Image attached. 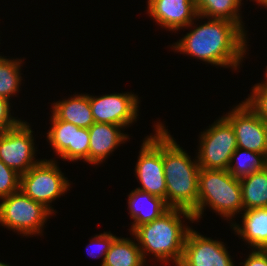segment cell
<instances>
[{
    "label": "cell",
    "instance_id": "44dd1931",
    "mask_svg": "<svg viewBox=\"0 0 267 266\" xmlns=\"http://www.w3.org/2000/svg\"><path fill=\"white\" fill-rule=\"evenodd\" d=\"M243 210L267 207V166L240 179Z\"/></svg>",
    "mask_w": 267,
    "mask_h": 266
},
{
    "label": "cell",
    "instance_id": "6da1fadb",
    "mask_svg": "<svg viewBox=\"0 0 267 266\" xmlns=\"http://www.w3.org/2000/svg\"><path fill=\"white\" fill-rule=\"evenodd\" d=\"M194 26V27H193ZM193 30L171 48L205 63L238 69L247 51V33L236 23L223 19H210L198 27L192 21L187 27Z\"/></svg>",
    "mask_w": 267,
    "mask_h": 266
},
{
    "label": "cell",
    "instance_id": "83f0119b",
    "mask_svg": "<svg viewBox=\"0 0 267 266\" xmlns=\"http://www.w3.org/2000/svg\"><path fill=\"white\" fill-rule=\"evenodd\" d=\"M248 258L245 259L244 263L240 262L242 266H267V254L262 252L260 249H252Z\"/></svg>",
    "mask_w": 267,
    "mask_h": 266
},
{
    "label": "cell",
    "instance_id": "f1b7e54d",
    "mask_svg": "<svg viewBox=\"0 0 267 266\" xmlns=\"http://www.w3.org/2000/svg\"><path fill=\"white\" fill-rule=\"evenodd\" d=\"M253 1H256L257 3H259L258 5H263V6H265V8H267V0H253ZM241 2H242V0H241Z\"/></svg>",
    "mask_w": 267,
    "mask_h": 266
},
{
    "label": "cell",
    "instance_id": "5b68a950",
    "mask_svg": "<svg viewBox=\"0 0 267 266\" xmlns=\"http://www.w3.org/2000/svg\"><path fill=\"white\" fill-rule=\"evenodd\" d=\"M0 200V224L23 236L41 235L43 226L53 214L21 190Z\"/></svg>",
    "mask_w": 267,
    "mask_h": 266
},
{
    "label": "cell",
    "instance_id": "4316f807",
    "mask_svg": "<svg viewBox=\"0 0 267 266\" xmlns=\"http://www.w3.org/2000/svg\"><path fill=\"white\" fill-rule=\"evenodd\" d=\"M10 107V101L0 97V132L15 127L21 121L11 115Z\"/></svg>",
    "mask_w": 267,
    "mask_h": 266
},
{
    "label": "cell",
    "instance_id": "ac0fdd59",
    "mask_svg": "<svg viewBox=\"0 0 267 266\" xmlns=\"http://www.w3.org/2000/svg\"><path fill=\"white\" fill-rule=\"evenodd\" d=\"M243 211L242 224L232 222L231 228L252 249H260L267 241V207Z\"/></svg>",
    "mask_w": 267,
    "mask_h": 266
},
{
    "label": "cell",
    "instance_id": "ffe728a7",
    "mask_svg": "<svg viewBox=\"0 0 267 266\" xmlns=\"http://www.w3.org/2000/svg\"><path fill=\"white\" fill-rule=\"evenodd\" d=\"M198 15L210 19H223L236 23L245 33L242 16L239 14L241 0H195ZM240 8V9H239Z\"/></svg>",
    "mask_w": 267,
    "mask_h": 266
},
{
    "label": "cell",
    "instance_id": "8992f818",
    "mask_svg": "<svg viewBox=\"0 0 267 266\" xmlns=\"http://www.w3.org/2000/svg\"><path fill=\"white\" fill-rule=\"evenodd\" d=\"M57 163L53 159H41L38 164L20 175V190L52 213L56 212L50 203L67 193L71 185Z\"/></svg>",
    "mask_w": 267,
    "mask_h": 266
},
{
    "label": "cell",
    "instance_id": "5bb4252c",
    "mask_svg": "<svg viewBox=\"0 0 267 266\" xmlns=\"http://www.w3.org/2000/svg\"><path fill=\"white\" fill-rule=\"evenodd\" d=\"M149 16L168 31H178L193 20L205 19L198 15L195 0H147Z\"/></svg>",
    "mask_w": 267,
    "mask_h": 266
},
{
    "label": "cell",
    "instance_id": "603a6c76",
    "mask_svg": "<svg viewBox=\"0 0 267 266\" xmlns=\"http://www.w3.org/2000/svg\"><path fill=\"white\" fill-rule=\"evenodd\" d=\"M21 65V59L12 60L0 55V97L10 100V97L20 91Z\"/></svg>",
    "mask_w": 267,
    "mask_h": 266
},
{
    "label": "cell",
    "instance_id": "ba28073f",
    "mask_svg": "<svg viewBox=\"0 0 267 266\" xmlns=\"http://www.w3.org/2000/svg\"><path fill=\"white\" fill-rule=\"evenodd\" d=\"M197 158L199 168L227 170L231 156L237 149L232 125L222 116L199 136Z\"/></svg>",
    "mask_w": 267,
    "mask_h": 266
},
{
    "label": "cell",
    "instance_id": "9a60e30c",
    "mask_svg": "<svg viewBox=\"0 0 267 266\" xmlns=\"http://www.w3.org/2000/svg\"><path fill=\"white\" fill-rule=\"evenodd\" d=\"M89 129V164L103 163L113 151L129 138L122 126L107 123H94ZM125 141V142H124Z\"/></svg>",
    "mask_w": 267,
    "mask_h": 266
},
{
    "label": "cell",
    "instance_id": "e0dca14e",
    "mask_svg": "<svg viewBox=\"0 0 267 266\" xmlns=\"http://www.w3.org/2000/svg\"><path fill=\"white\" fill-rule=\"evenodd\" d=\"M52 105V114L61 121L87 129L95 123L88 94H75Z\"/></svg>",
    "mask_w": 267,
    "mask_h": 266
},
{
    "label": "cell",
    "instance_id": "30bf717a",
    "mask_svg": "<svg viewBox=\"0 0 267 266\" xmlns=\"http://www.w3.org/2000/svg\"><path fill=\"white\" fill-rule=\"evenodd\" d=\"M233 127L237 147L264 154L267 157V122L245 102L223 116Z\"/></svg>",
    "mask_w": 267,
    "mask_h": 266
},
{
    "label": "cell",
    "instance_id": "d4e9b609",
    "mask_svg": "<svg viewBox=\"0 0 267 266\" xmlns=\"http://www.w3.org/2000/svg\"><path fill=\"white\" fill-rule=\"evenodd\" d=\"M20 190V174L0 160V199Z\"/></svg>",
    "mask_w": 267,
    "mask_h": 266
},
{
    "label": "cell",
    "instance_id": "2e32d148",
    "mask_svg": "<svg viewBox=\"0 0 267 266\" xmlns=\"http://www.w3.org/2000/svg\"><path fill=\"white\" fill-rule=\"evenodd\" d=\"M128 209L133 220L130 227L132 233L138 226L159 218L169 207L161 197L134 189L128 195Z\"/></svg>",
    "mask_w": 267,
    "mask_h": 266
},
{
    "label": "cell",
    "instance_id": "f546056e",
    "mask_svg": "<svg viewBox=\"0 0 267 266\" xmlns=\"http://www.w3.org/2000/svg\"><path fill=\"white\" fill-rule=\"evenodd\" d=\"M260 250L264 253L267 254V241L265 242V244L260 248Z\"/></svg>",
    "mask_w": 267,
    "mask_h": 266
},
{
    "label": "cell",
    "instance_id": "7c38bea8",
    "mask_svg": "<svg viewBox=\"0 0 267 266\" xmlns=\"http://www.w3.org/2000/svg\"><path fill=\"white\" fill-rule=\"evenodd\" d=\"M139 97L135 94L112 93L102 96L89 94V102L95 123L122 126L124 129L136 121L139 115Z\"/></svg>",
    "mask_w": 267,
    "mask_h": 266
},
{
    "label": "cell",
    "instance_id": "d6986e66",
    "mask_svg": "<svg viewBox=\"0 0 267 266\" xmlns=\"http://www.w3.org/2000/svg\"><path fill=\"white\" fill-rule=\"evenodd\" d=\"M130 238L116 237L107 252L102 266H145L142 251Z\"/></svg>",
    "mask_w": 267,
    "mask_h": 266
},
{
    "label": "cell",
    "instance_id": "277c9868",
    "mask_svg": "<svg viewBox=\"0 0 267 266\" xmlns=\"http://www.w3.org/2000/svg\"><path fill=\"white\" fill-rule=\"evenodd\" d=\"M206 206L225 220H234L232 218L243 211L240 179L235 178L228 170L200 168L198 203L191 212L196 222L202 218Z\"/></svg>",
    "mask_w": 267,
    "mask_h": 266
},
{
    "label": "cell",
    "instance_id": "cb8c5ba5",
    "mask_svg": "<svg viewBox=\"0 0 267 266\" xmlns=\"http://www.w3.org/2000/svg\"><path fill=\"white\" fill-rule=\"evenodd\" d=\"M265 81L255 84L252 88V92L244 100L250 108L265 122H267V76L265 75Z\"/></svg>",
    "mask_w": 267,
    "mask_h": 266
},
{
    "label": "cell",
    "instance_id": "4dcf8cb0",
    "mask_svg": "<svg viewBox=\"0 0 267 266\" xmlns=\"http://www.w3.org/2000/svg\"><path fill=\"white\" fill-rule=\"evenodd\" d=\"M0 266H10V265L9 264H5V263L0 261Z\"/></svg>",
    "mask_w": 267,
    "mask_h": 266
},
{
    "label": "cell",
    "instance_id": "9c48e42d",
    "mask_svg": "<svg viewBox=\"0 0 267 266\" xmlns=\"http://www.w3.org/2000/svg\"><path fill=\"white\" fill-rule=\"evenodd\" d=\"M27 121L0 132V160L18 174L26 173L41 160H35L33 131Z\"/></svg>",
    "mask_w": 267,
    "mask_h": 266
},
{
    "label": "cell",
    "instance_id": "484cf974",
    "mask_svg": "<svg viewBox=\"0 0 267 266\" xmlns=\"http://www.w3.org/2000/svg\"><path fill=\"white\" fill-rule=\"evenodd\" d=\"M116 238L115 235H113L110 231L109 232H103L101 233L100 235H95L94 238H92L91 243L88 244V246L86 247H90L91 248L93 247V245L95 247H93L92 249H97L96 251L99 252L97 254V252H93V251H88V255H91L92 258H99V257H102V262H101V266L103 265V262H104V259H105V256L107 254V252L109 251L110 249V246L113 242V240ZM96 253V255H95ZM90 256V257H91Z\"/></svg>",
    "mask_w": 267,
    "mask_h": 266
},
{
    "label": "cell",
    "instance_id": "8fae6325",
    "mask_svg": "<svg viewBox=\"0 0 267 266\" xmlns=\"http://www.w3.org/2000/svg\"><path fill=\"white\" fill-rule=\"evenodd\" d=\"M47 139L53 151L66 161L84 160L89 164V129L61 121L53 114Z\"/></svg>",
    "mask_w": 267,
    "mask_h": 266
},
{
    "label": "cell",
    "instance_id": "7a4b0ae2",
    "mask_svg": "<svg viewBox=\"0 0 267 266\" xmlns=\"http://www.w3.org/2000/svg\"><path fill=\"white\" fill-rule=\"evenodd\" d=\"M182 218L195 221L193 214L179 208H169L159 218L138 226L131 235L135 236L144 260L151 254L164 263L178 266L182 259L185 240L190 226L183 224Z\"/></svg>",
    "mask_w": 267,
    "mask_h": 266
},
{
    "label": "cell",
    "instance_id": "7402d4cb",
    "mask_svg": "<svg viewBox=\"0 0 267 266\" xmlns=\"http://www.w3.org/2000/svg\"><path fill=\"white\" fill-rule=\"evenodd\" d=\"M267 166V157L254 151L237 147L231 156L228 171L235 178L241 179L260 171Z\"/></svg>",
    "mask_w": 267,
    "mask_h": 266
},
{
    "label": "cell",
    "instance_id": "4fadbf2b",
    "mask_svg": "<svg viewBox=\"0 0 267 266\" xmlns=\"http://www.w3.org/2000/svg\"><path fill=\"white\" fill-rule=\"evenodd\" d=\"M225 244L190 229L178 266H235Z\"/></svg>",
    "mask_w": 267,
    "mask_h": 266
},
{
    "label": "cell",
    "instance_id": "52a82bcc",
    "mask_svg": "<svg viewBox=\"0 0 267 266\" xmlns=\"http://www.w3.org/2000/svg\"><path fill=\"white\" fill-rule=\"evenodd\" d=\"M155 135L146 136L139 151L135 175L141 186L138 190L161 197L166 202V182L163 170V124L157 122Z\"/></svg>",
    "mask_w": 267,
    "mask_h": 266
},
{
    "label": "cell",
    "instance_id": "3957f363",
    "mask_svg": "<svg viewBox=\"0 0 267 266\" xmlns=\"http://www.w3.org/2000/svg\"><path fill=\"white\" fill-rule=\"evenodd\" d=\"M174 140L163 125V170L166 182V205L192 212L198 203L200 168L197 159Z\"/></svg>",
    "mask_w": 267,
    "mask_h": 266
}]
</instances>
